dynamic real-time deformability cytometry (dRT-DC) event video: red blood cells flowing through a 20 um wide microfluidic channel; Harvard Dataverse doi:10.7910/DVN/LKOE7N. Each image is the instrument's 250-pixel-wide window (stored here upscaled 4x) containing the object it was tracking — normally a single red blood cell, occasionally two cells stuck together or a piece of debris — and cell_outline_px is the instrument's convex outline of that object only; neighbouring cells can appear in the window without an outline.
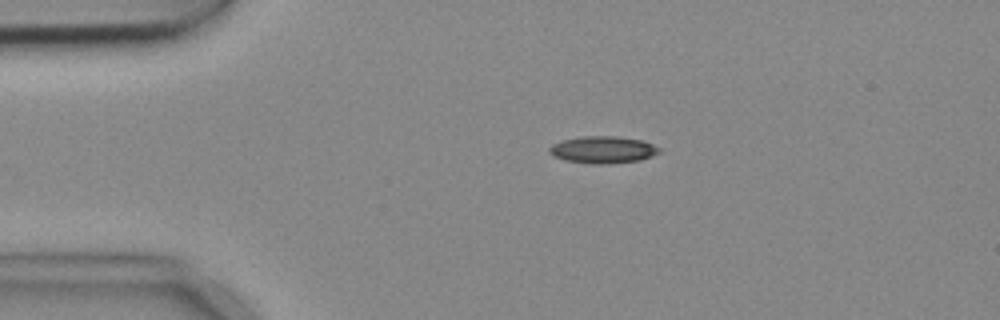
{"species": "common noctule bat (a hibernating species)", "species_latin": "Nyctalus noctula", "temperature_condition": "cold", "stored_images_in_passage": 2, "camera_frame_rate_fps": 3000, "um_per_image_px": 0.085, "animal": {"sex": "female", "body_mass_g": 18.4}, "frame": {"image": 1, "passage_image": 1, "time_ms": 0.0, "image_size_px": [1000, 320], "cell_outline_px": [[660, 152], [640, 160], [608, 164], [600, 164], [568, 160], [556, 156], [548, 152], [548, 148], [552, 144], [564, 140], [580, 136], [616, 136], [640, 140], [652, 144], [660, 148]], "centroid_in_image_um": [51.26, 12.71], "position_along_channel_um": 33.7, "area_um2": 16.99}}